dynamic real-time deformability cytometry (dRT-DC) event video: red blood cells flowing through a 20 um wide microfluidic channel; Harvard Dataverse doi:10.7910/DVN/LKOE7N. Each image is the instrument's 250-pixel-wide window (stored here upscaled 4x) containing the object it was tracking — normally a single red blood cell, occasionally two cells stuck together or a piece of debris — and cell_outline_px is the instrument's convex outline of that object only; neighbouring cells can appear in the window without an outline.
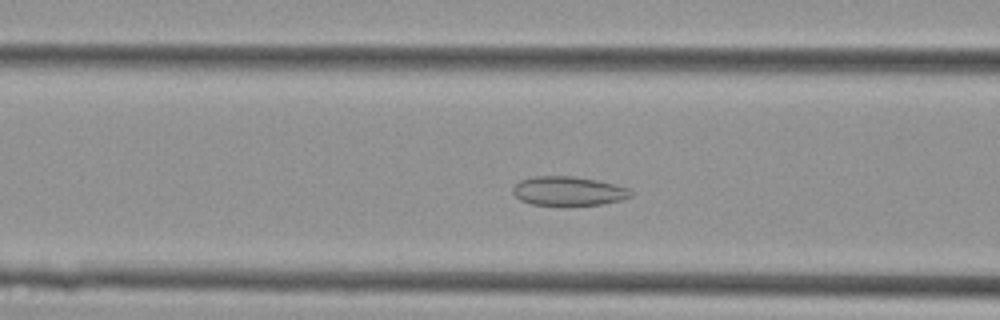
{"species": "Egyptian fruit bat (a non-hibernating species)", "species_latin": "Rousettus aegyptiacus", "temperature_condition": "cold", "stored_images_in_passage": 36, "camera_frame_rate_fps": 3000, "um_per_image_px": 0.085, "animal": {"sex": "female"}, "frame": {"image": 1, "passage_image": 9, "time_ms": 2.667, "image_size_px": [1000, 320], "cell_outline_px": [[632, 196], [620, 200], [604, 204], [532, 204], [520, 200], [512, 192], [512, 188], [520, 180], [536, 176], [572, 176], [596, 180], [628, 188], [632, 192]], "centroid_in_image_um": [48.3, 16.22], "position_along_channel_um": 118.3, "area_um2": 19.59}}
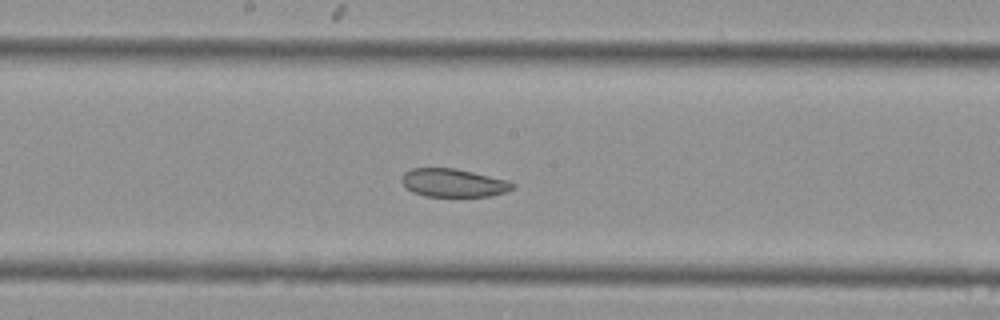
{"frame": {"image": 2, "passage_image": 15, "time_ms": 4.667, "image_size_px": [1000, 320], "cell_outline_px": [[516, 188], [492, 196], [424, 196], [412, 192], [400, 180], [404, 172], [412, 168], [456, 168], [508, 180], [516, 184]], "centroid_in_image_um": [38.56, 15.54], "position_along_channel_um": 209.6, "area_um2": 18.32}}
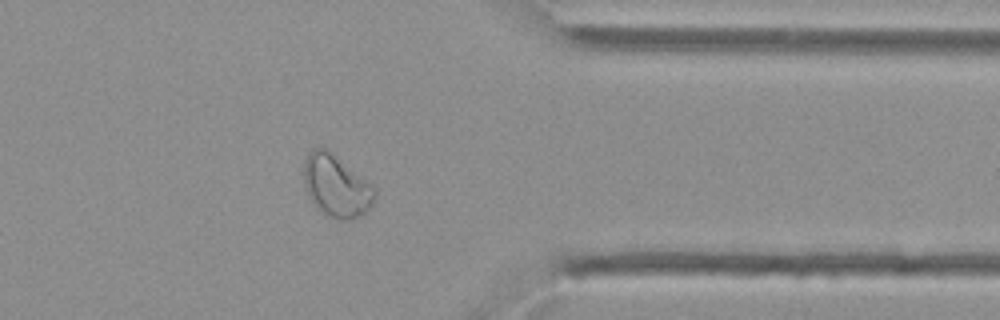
{"frame": {"image": 3, "passage_image": 27, "time_ms": 8.667, "image_size_px": [1000, 320], "cell_outline_px": [[376, 196], [372, 204], [364, 212], [348, 220], [340, 220], [328, 216], [316, 208], [308, 196], [304, 184], [304, 160], [312, 148], [328, 148], [368, 180], [376, 188]], "centroid_in_image_um": [28.58, 15.77], "position_along_channel_um": 382.8, "area_um2": 25.89}}